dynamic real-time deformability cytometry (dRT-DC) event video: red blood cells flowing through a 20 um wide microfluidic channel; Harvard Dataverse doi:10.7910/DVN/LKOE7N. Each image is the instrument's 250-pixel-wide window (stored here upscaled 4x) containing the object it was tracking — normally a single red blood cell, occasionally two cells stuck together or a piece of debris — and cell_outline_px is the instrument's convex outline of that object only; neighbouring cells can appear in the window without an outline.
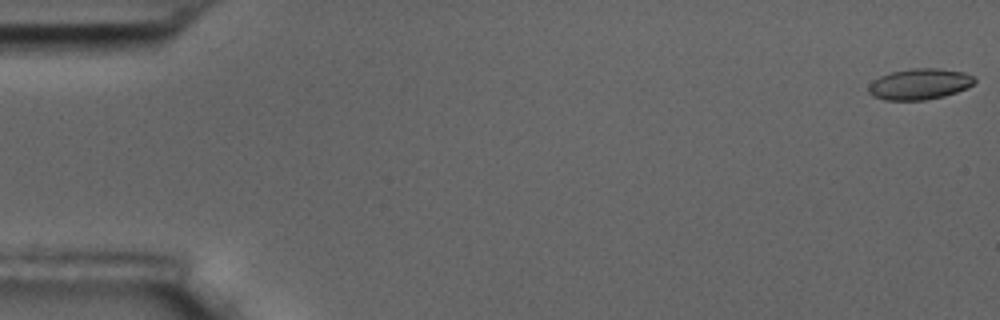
{"species": "common noctule bat (a hibernating species)", "species_latin": "Nyctalus noctula", "temperature_condition": "room temperature", "stored_images_in_passage": 58, "camera_frame_rate_fps": 3000, "um_per_image_px": 0.085, "animal": {"sex": "male", "body_mass_g": 17.5, "forearm_length_mm": 52.3}, "frame": {"image": 1, "passage_image": 1, "time_ms": 0.0, "image_size_px": [1000, 320], "cell_outline_px": [[976, 80], [972, 84], [956, 92], [944, 96], [924, 100], [884, 100], [872, 96], [868, 92], [868, 88], [872, 80], [880, 76], [892, 72], [912, 68], [940, 68], [964, 72], [976, 76]], "centroid_in_image_um": [78.15, 7.14], "position_along_channel_um": 6.8, "area_um2": 19.19}}
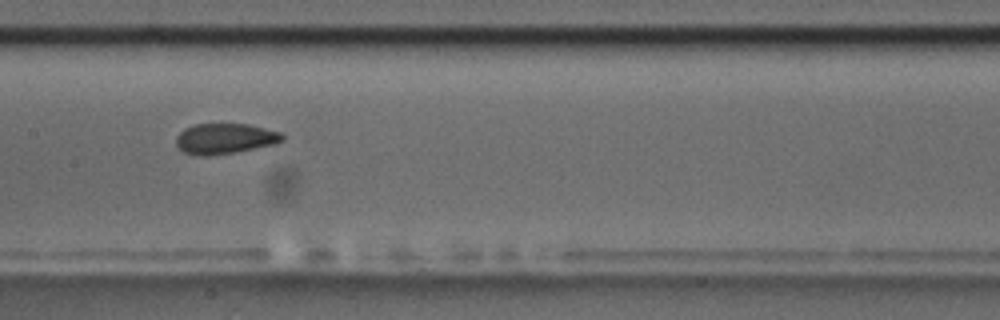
{"frame": {"image": 2, "passage_image": 29, "time_ms": 9.333, "image_size_px": [1000, 320], "cell_outline_px": [[284, 140], [276, 144], [236, 152], [208, 156], [200, 156], [184, 152], [176, 144], [176, 136], [184, 128], [196, 124], [248, 124], [284, 132]], "centroid_in_image_um": [19.16, 11.78], "position_along_channel_um": 188.2, "area_um2": 19.07}}
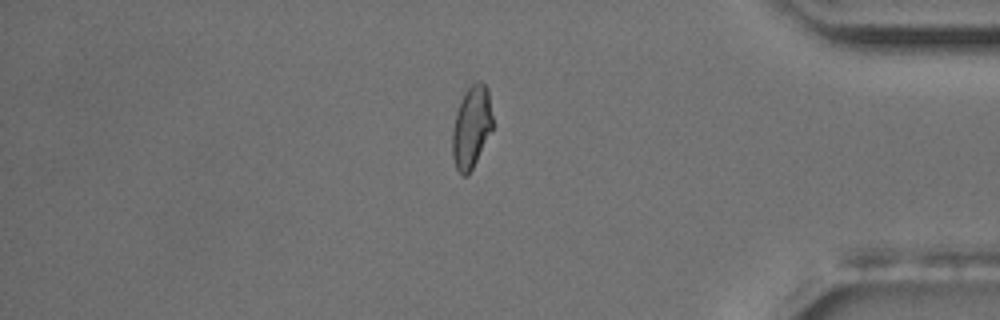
{"frame": {"image": 3, "passage_image": 49, "time_ms": 16.0, "image_size_px": [1000, 320], "cell_outline_px": [[492, 128], [468, 176], [460, 176], [456, 168], [452, 156], [452, 132], [456, 112], [468, 88], [472, 84], [480, 80], [484, 84], [488, 92], [492, 116]], "centroid_in_image_um": [40.05, 10.84], "position_along_channel_um": 395.2, "area_um2": 18.84}, "authors_computed_cell_mechanics": {"area_um2": 19.1896, "velocity_mm_per_s": 3.5276, "shape_relaxation_time_tau1_ms": 10.3186, "shape_relaxation_time_tau2_ms": 1.5934, "deformation_change_tau1": 0.1697, "deformation_change_tau2": 0.0559}}